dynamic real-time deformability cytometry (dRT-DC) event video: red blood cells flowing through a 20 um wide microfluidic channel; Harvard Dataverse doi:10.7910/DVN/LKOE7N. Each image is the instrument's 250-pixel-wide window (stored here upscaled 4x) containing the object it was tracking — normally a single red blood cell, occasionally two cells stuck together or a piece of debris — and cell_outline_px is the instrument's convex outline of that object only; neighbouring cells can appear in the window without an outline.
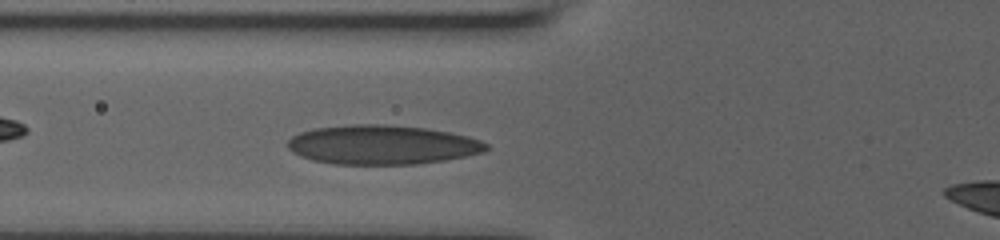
{"species": "human", "species_latin": "Homo sapiens", "temperature_condition": "room temperature", "stored_images_in_passage": 35, "camera_frame_rate_fps": 3000, "um_per_image_px": 0.085, "donor": {"sex": "male"}, "frame": {"image": 1, "passage_image": 4, "time_ms": 1.0, "image_size_px": [1000, 240], "cell_outline_px": [[492, 148], [484, 152], [444, 160], [416, 164], [332, 164], [312, 160], [300, 156], [292, 152], [288, 148], [288, 140], [292, 136], [300, 132], [316, 128], [348, 124], [384, 124], [428, 128], [468, 136], [480, 140], [488, 144]], "centroid_in_image_um": [32.49, 12.3], "position_along_channel_um": 93.3, "area_um2": 45.66}}
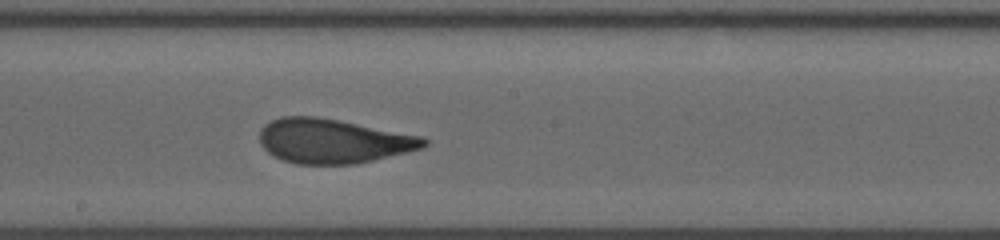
{"frame": {"image": 2, "passage_image": 14, "time_ms": 4.333, "image_size_px": [1000, 240], "cell_outline_px": [[428, 144], [424, 148], [408, 152], [356, 164], [296, 164], [280, 160], [268, 152], [260, 144], [260, 128], [264, 124], [280, 116], [316, 116], [340, 120], [424, 136], [428, 140]], "centroid_in_image_um": [28.33, 11.98], "position_along_channel_um": 219.9, "area_um2": 43.0}}
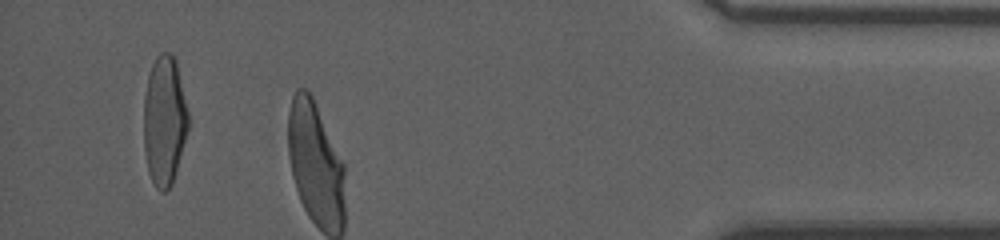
{"frame": {"image": 3, "passage_image": 32, "time_ms": 10.333, "image_size_px": [1000, 240], "cell_outline_px": [[188, 128], [172, 184], [164, 192], [160, 192], [156, 188], [148, 172], [144, 148], [144, 96], [148, 76], [152, 64], [156, 56], [160, 52], [172, 52], [176, 60], [188, 112]], "centroid_in_image_um": [13.96, 10.22], "position_along_channel_um": 421.2, "area_um2": 33.58}}